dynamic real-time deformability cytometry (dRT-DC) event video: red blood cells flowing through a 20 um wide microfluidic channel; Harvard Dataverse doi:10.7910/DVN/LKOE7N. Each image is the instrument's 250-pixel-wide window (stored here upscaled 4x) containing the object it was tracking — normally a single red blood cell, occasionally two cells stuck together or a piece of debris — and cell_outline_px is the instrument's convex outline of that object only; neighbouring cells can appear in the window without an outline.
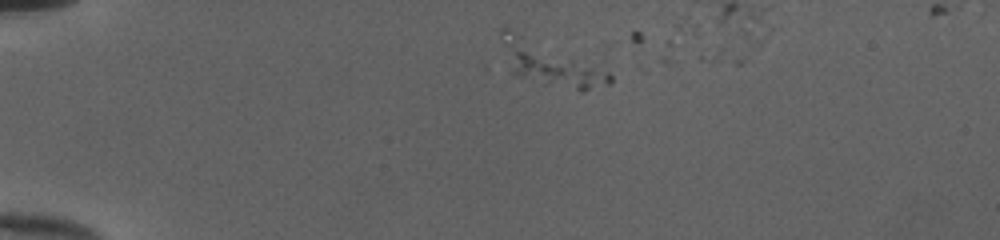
{"species": "human", "species_latin": "Homo sapiens", "temperature_condition": "cold", "stored_images_in_passage": 11, "camera_frame_rate_fps": 3000, "um_per_image_px": 0.085, "donor": {"sex": "female"}, "frame": {"image": 1, "passage_image": 4, "time_ms": 1.0, "image_size_px": [1000, 240], "cell_outline_px": [[612, 80], [608, 84], [584, 92], [580, 92], [512, 76], [512, 68], [516, 52], [524, 52], [572, 60], [608, 72], [612, 76]], "centroid_in_image_um": [47.51, 6.14], "position_along_channel_um": 37.5, "area_um2": 18.09}}